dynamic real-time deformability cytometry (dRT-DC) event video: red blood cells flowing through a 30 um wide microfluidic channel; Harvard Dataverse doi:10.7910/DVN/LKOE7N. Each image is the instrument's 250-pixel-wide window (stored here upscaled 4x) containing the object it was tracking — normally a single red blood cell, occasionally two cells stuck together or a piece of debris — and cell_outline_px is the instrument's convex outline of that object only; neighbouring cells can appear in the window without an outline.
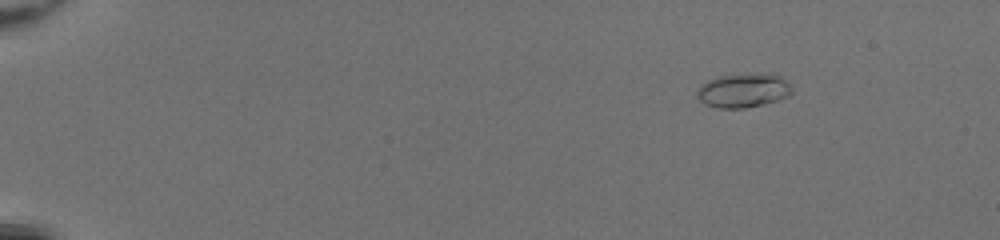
{"species": "common noctule bat (a hibernating species)", "species_latin": "Nyctalus noctula", "temperature_condition": "room temperature", "stored_images_in_passage": 45, "camera_frame_rate_fps": 3000, "um_per_image_px": 0.085, "animal": {"sex": "female", "body_mass_g": 20.0, "forearm_length_mm": 54.0}, "frame": {"image": 1, "passage_image": 1, "time_ms": 0.0, "image_size_px": [1000, 240], "cell_outline_px": [[792, 92], [788, 96], [776, 100], [744, 108], [716, 108], [704, 104], [696, 96], [696, 92], [708, 80], [720, 76], [756, 72], [768, 72], [780, 76], [792, 88]], "centroid_in_image_um": [63.18, 7.67], "position_along_channel_um": 21.8, "area_um2": 18.84}}
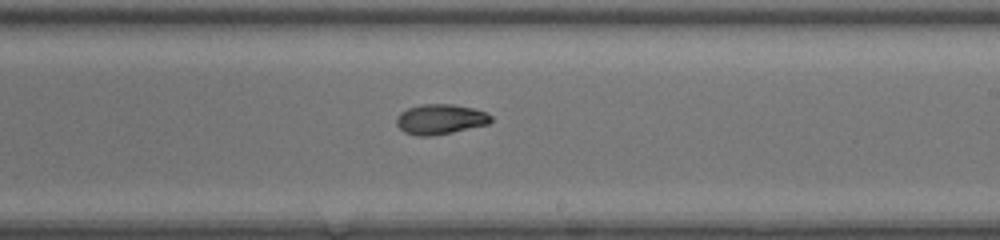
{"frame": {"image": 2, "passage_image": 27, "time_ms": 8.667, "image_size_px": [1000, 240], "cell_outline_px": [[492, 120], [488, 124], [452, 132], [432, 136], [416, 136], [404, 132], [396, 124], [396, 116], [400, 112], [408, 108], [420, 104], [452, 104], [472, 108], [484, 112], [492, 116]], "centroid_in_image_um": [37.38, 10.14], "position_along_channel_um": 251.6, "area_um2": 16.59}}
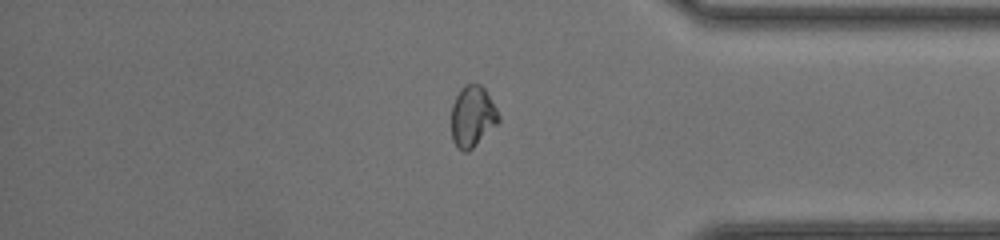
{"frame": {"image": 3, "passage_image": 38, "time_ms": 12.333, "image_size_px": [1000, 240], "cell_outline_px": [[500, 120], [468, 152], [464, 152], [456, 148], [452, 140], [452, 104], [460, 88], [464, 84], [480, 84], [484, 88], [496, 108], [500, 116]], "centroid_in_image_um": [40.14, 9.89], "position_along_channel_um": 395.1, "area_um2": 16.7}, "authors_computed_cell_mechanics": {"area_um2": 16.5886, "velocity_mm_per_s": 4.2484, "shape_relaxation_time_tau1_ms": 5.6652, "shape_relaxation_time_tau2_ms": 4.1331, "deformation_change_tau1": 0.207, "deformation_change_tau2": 0.0535}}